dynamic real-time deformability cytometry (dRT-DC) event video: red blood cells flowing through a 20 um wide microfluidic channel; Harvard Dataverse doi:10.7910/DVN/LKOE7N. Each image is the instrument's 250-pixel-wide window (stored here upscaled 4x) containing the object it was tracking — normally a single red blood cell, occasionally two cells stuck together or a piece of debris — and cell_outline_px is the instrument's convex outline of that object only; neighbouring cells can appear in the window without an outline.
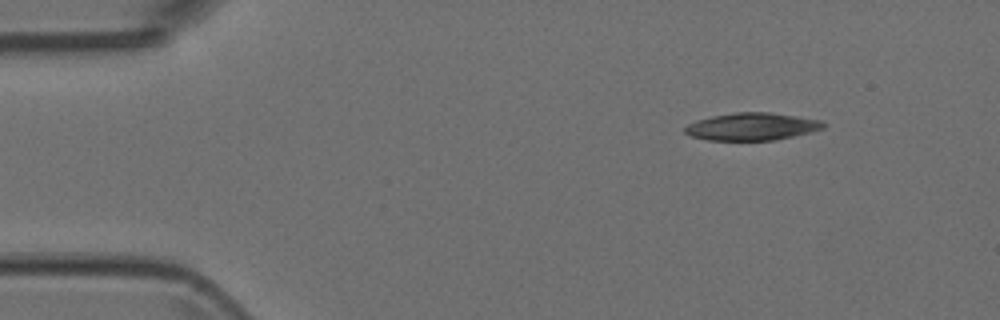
{"species": "Egyptian fruit bat (a non-hibernating species)", "species_latin": "Rousettus aegyptiacus", "temperature_condition": "room temperature", "stored_images_in_passage": 5, "camera_frame_rate_fps": 3000, "um_per_image_px": 0.085, "animal": {"sex": "female"}, "frame": {"image": 1, "passage_image": 1, "time_ms": 0.0, "image_size_px": [1000, 320], "cell_outline_px": [[828, 124], [824, 128], [776, 140], [708, 140], [692, 136], [684, 132], [684, 128], [688, 124], [696, 120], [712, 116], [736, 112], [768, 112], [796, 116], [820, 120]], "centroid_in_image_um": [63.91, 10.75], "position_along_channel_um": 21.1, "area_um2": 22.02}}
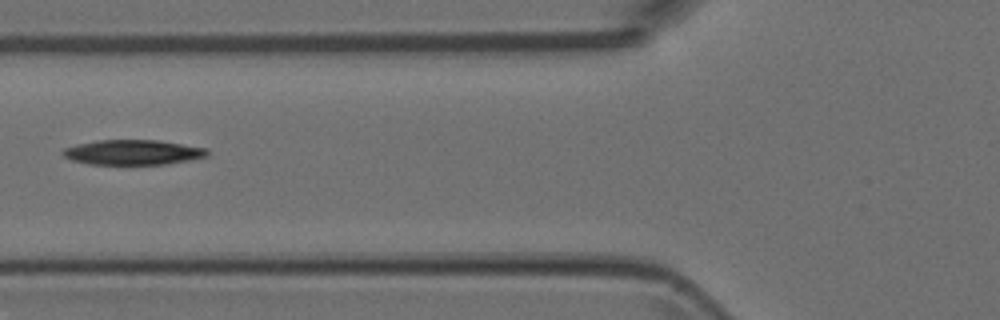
{"frame": {"image": 2, "passage_image": 4, "time_ms": 1.0, "image_size_px": [1000, 320], "cell_outline_px": [[208, 156], [188, 160], [164, 164], [88, 164], [72, 160], [64, 156], [60, 152], [64, 148], [76, 144], [96, 140], [160, 140], [208, 148]], "centroid_in_image_um": [11.28, 12.93], "position_along_channel_um": 114.5, "area_um2": 21.1}}
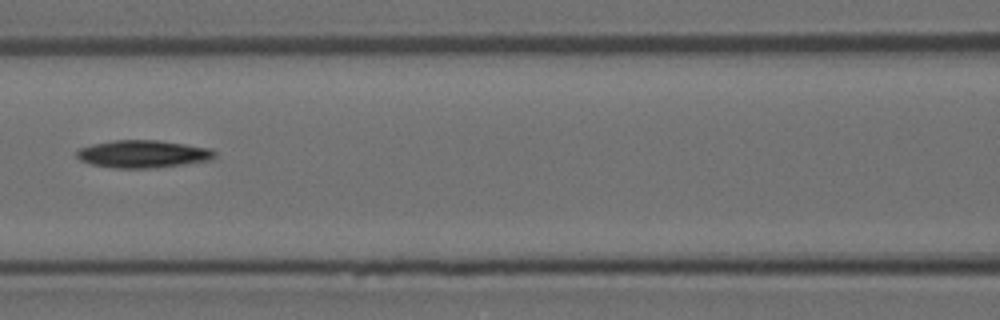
{"frame": {"image": 3, "passage_image": 5, "time_ms": 1.333, "image_size_px": [1000, 320], "cell_outline_px": [[216, 156], [212, 160], [152, 168], [116, 168], [92, 164], [80, 160], [76, 156], [76, 152], [80, 148], [92, 144], [112, 140], [156, 140], [212, 148], [216, 152]], "centroid_in_image_um": [12.17, 13.08], "position_along_channel_um": 154.4, "area_um2": 22.14}}